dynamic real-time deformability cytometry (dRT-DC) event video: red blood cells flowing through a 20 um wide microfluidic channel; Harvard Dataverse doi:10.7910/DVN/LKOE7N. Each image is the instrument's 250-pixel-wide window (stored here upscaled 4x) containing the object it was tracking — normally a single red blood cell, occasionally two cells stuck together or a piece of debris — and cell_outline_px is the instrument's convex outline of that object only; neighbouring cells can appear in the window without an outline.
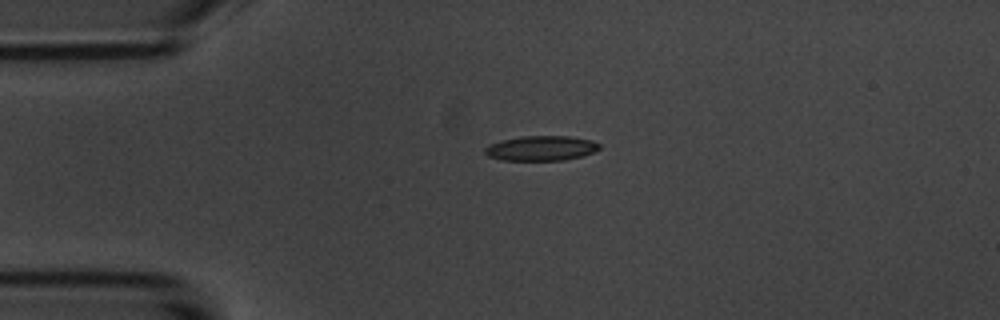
{"species": "common noctule bat (a hibernating species)", "species_latin": "Nyctalus noctula", "temperature_condition": "room temperature", "stored_images_in_passage": 2, "camera_frame_rate_fps": 3000, "um_per_image_px": 0.085, "animal": {"sex": "male", "body_mass_g": 20.1, "forearm_length_mm": 53.5}, "frame": {"image": 1, "passage_image": 1, "time_ms": 0.0, "image_size_px": [1000, 320], "cell_outline_px": [[600, 148], [596, 152], [584, 156], [564, 160], [500, 160], [488, 156], [484, 152], [484, 148], [500, 140], [524, 136], [568, 136], [592, 140], [600, 144]], "centroid_in_image_um": [46.03, 12.6], "position_along_channel_um": 39.0, "area_um2": 16.7}}